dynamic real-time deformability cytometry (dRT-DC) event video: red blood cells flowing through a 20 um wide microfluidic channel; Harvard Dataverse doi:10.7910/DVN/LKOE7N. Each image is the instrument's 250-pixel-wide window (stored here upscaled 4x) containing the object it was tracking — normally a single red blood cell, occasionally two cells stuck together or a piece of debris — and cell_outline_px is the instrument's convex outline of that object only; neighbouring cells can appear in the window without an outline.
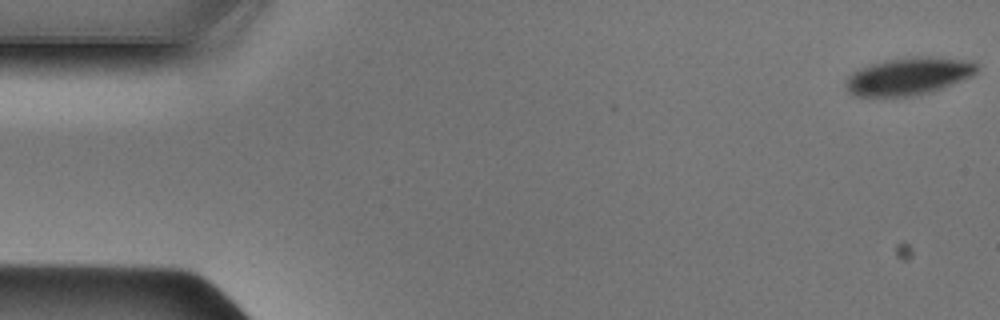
{"species": "Egyptian fruit bat (a non-hibernating species)", "species_latin": "Rousettus aegyptiacus", "temperature_condition": "cold", "stored_images_in_passage": 49, "camera_frame_rate_fps": 3000, "um_per_image_px": 0.085, "animal": {"sex": "male"}, "frame": {"image": 1, "passage_image": 1, "time_ms": 0.0, "image_size_px": [1000, 320], "cell_outline_px": [[980, 68], [972, 76], [940, 88], [908, 96], [856, 96], [848, 92], [844, 84], [848, 76], [852, 72], [860, 68], [872, 64], [888, 60], [916, 56], [928, 56], [972, 60], [980, 64]], "centroid_in_image_um": [77.25, 6.45], "position_along_channel_um": 7.8, "area_um2": 28.44}}
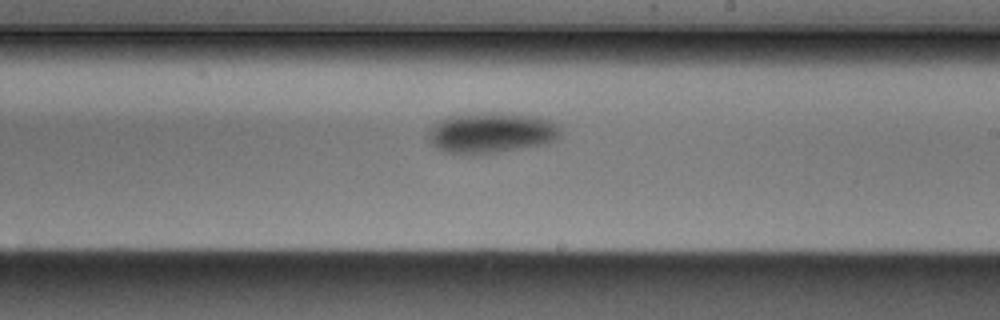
{"frame": {"image": 2, "passage_image": 28, "time_ms": 9.0, "image_size_px": [1000, 320], "cell_outline_px": [[560, 136], [556, 140], [548, 144], [496, 152], [444, 152], [432, 144], [428, 140], [428, 132], [440, 120], [448, 116], [488, 112], [496, 112], [536, 116], [548, 120], [556, 124], [560, 128]], "centroid_in_image_um": [41.8, 11.26], "position_along_channel_um": 247.2, "area_um2": 30.81}}
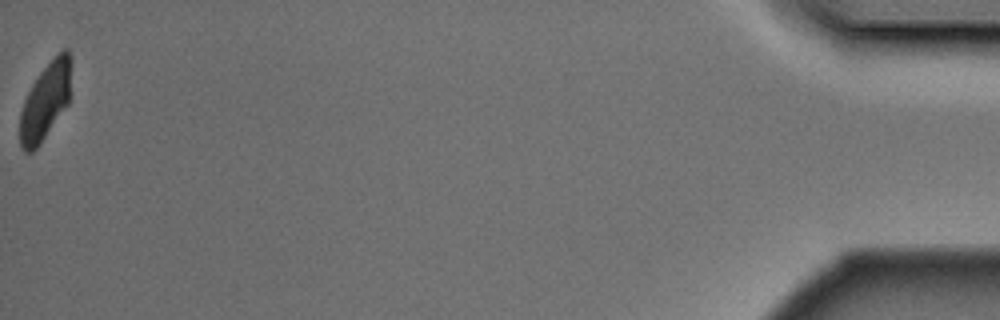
{"frame": {"image": 3, "passage_image": 49, "time_ms": 16.0, "image_size_px": [1000, 320], "cell_outline_px": [[72, 60], [68, 104], [40, 144], [32, 152], [24, 152], [20, 148], [20, 112], [24, 100], [32, 84], [40, 72], [56, 52], [64, 48], [68, 48], [72, 56]], "centroid_in_image_um": [3.87, 8.54], "position_along_channel_um": 431.3, "area_um2": 23.29}}